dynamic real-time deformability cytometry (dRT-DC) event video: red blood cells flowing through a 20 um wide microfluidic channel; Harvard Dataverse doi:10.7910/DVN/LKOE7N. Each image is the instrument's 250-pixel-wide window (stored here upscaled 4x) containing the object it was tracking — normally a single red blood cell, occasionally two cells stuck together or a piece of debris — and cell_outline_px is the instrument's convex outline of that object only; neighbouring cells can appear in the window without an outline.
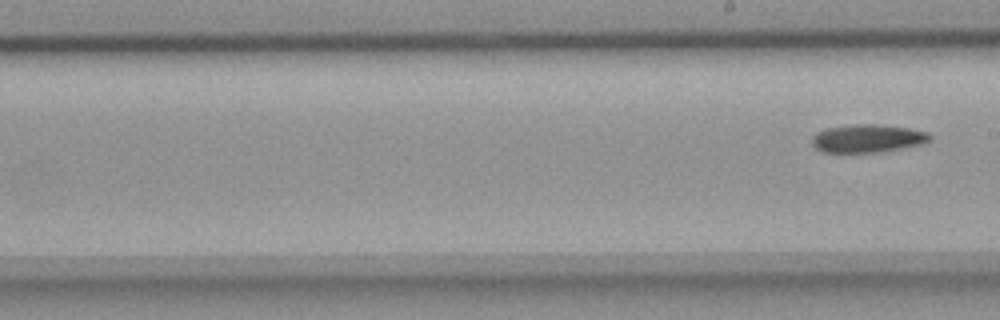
{"species": "common noctule bat (a hibernating species)", "species_latin": "Nyctalus noctula", "temperature_condition": "room temperature", "stored_images_in_passage": 7, "segment_of_instrument_passage": [2, 2], "camera_frame_rate_fps": 3000, "um_per_image_px": 0.085, "animal": {"sex": "female", "body_mass_g": 18.4}, "frame": {"image": 1, "passage_image": 7, "time_ms": 2.0, "image_size_px": [1000, 320], "cell_outline_px": [[932, 140], [924, 144], [900, 148], [872, 152], [820, 152], [812, 144], [812, 136], [816, 132], [824, 128], [852, 124], [876, 124], [908, 128], [928, 132], [932, 136]], "centroid_in_image_um": [73.73, 11.75], "position_along_channel_um": 215.3, "area_um2": 19.36}}